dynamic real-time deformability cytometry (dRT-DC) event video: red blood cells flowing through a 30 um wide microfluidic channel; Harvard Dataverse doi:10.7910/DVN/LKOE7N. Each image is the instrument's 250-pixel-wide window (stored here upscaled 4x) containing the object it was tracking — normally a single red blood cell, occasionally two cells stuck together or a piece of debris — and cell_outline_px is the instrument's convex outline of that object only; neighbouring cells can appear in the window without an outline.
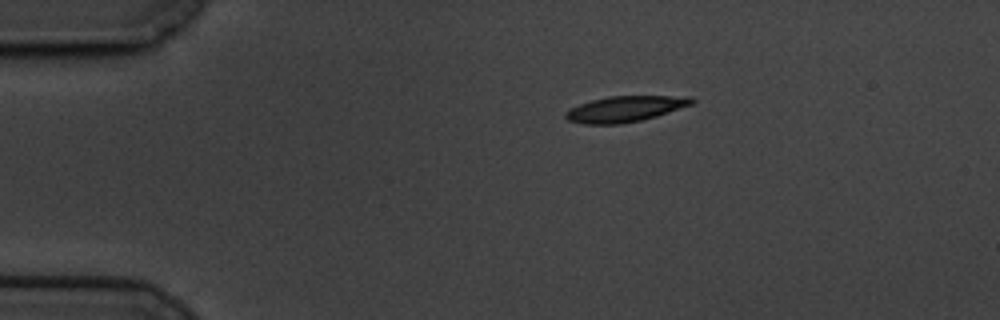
{"species": "common noctule bat (a hibernating species)", "species_latin": "Nyctalus noctula", "temperature_condition": "cold", "stored_images_in_passage": 49, "camera_frame_rate_fps": 3000, "um_per_image_px": 0.085, "animal": {"sex": "male", "body_mass_g": 19.5, "forearm_length_mm": 54.6}, "frame": {"image": 1, "passage_image": 1, "time_ms": 0.0, "image_size_px": [1000, 320], "cell_outline_px": [[696, 100], [692, 104], [656, 116], [640, 120], [620, 124], [580, 124], [568, 120], [564, 116], [564, 112], [568, 108], [592, 100], [608, 96], [692, 96]], "centroid_in_image_um": [53.1, 9.26], "position_along_channel_um": 31.9, "area_um2": 19.02}}
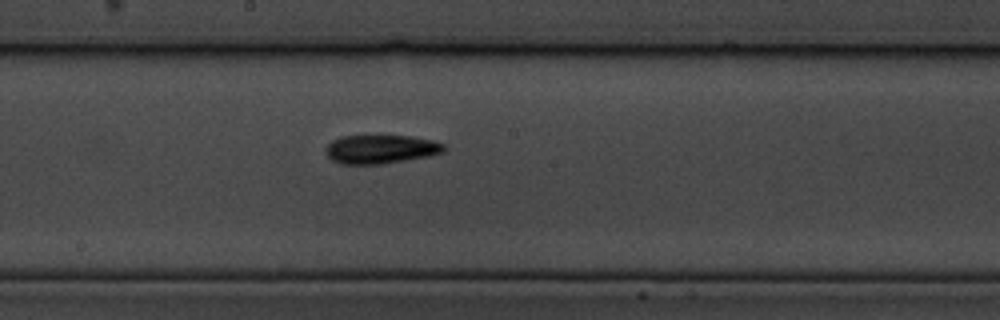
{"frame": {"image": 2, "passage_image": 22, "time_ms": 7.0, "image_size_px": [1000, 320], "cell_outline_px": [[448, 148], [444, 152], [428, 156], [384, 164], [340, 164], [332, 160], [324, 152], [324, 148], [332, 140], [340, 136], [412, 136], [432, 140], [444, 144]], "centroid_in_image_um": [32.35, 12.68], "position_along_channel_um": 215.8, "area_um2": 20.0}}
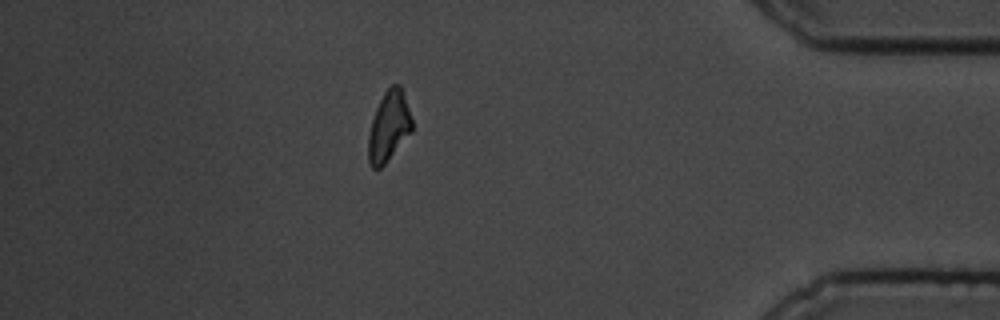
{"frame": {"image": 3, "passage_image": 42, "time_ms": 13.667, "image_size_px": [1000, 320], "cell_outline_px": [[412, 132], [384, 164], [380, 168], [372, 168], [368, 160], [368, 136], [372, 120], [376, 108], [384, 92], [392, 84], [400, 84], [412, 120]], "centroid_in_image_um": [33.04, 10.75], "position_along_channel_um": 402.2, "area_um2": 17.63}, "authors_computed_cell_mechanics": {"area_um2": 19.1318, "velocity_mm_per_s": 3.3642, "shape_relaxation_time_tau1_ms": 4.1366, "shape_relaxation_time_tau2_ms": 6.1946, "deformation_change_tau1": 0.1437, "deformation_change_tau2": 0.1214}}